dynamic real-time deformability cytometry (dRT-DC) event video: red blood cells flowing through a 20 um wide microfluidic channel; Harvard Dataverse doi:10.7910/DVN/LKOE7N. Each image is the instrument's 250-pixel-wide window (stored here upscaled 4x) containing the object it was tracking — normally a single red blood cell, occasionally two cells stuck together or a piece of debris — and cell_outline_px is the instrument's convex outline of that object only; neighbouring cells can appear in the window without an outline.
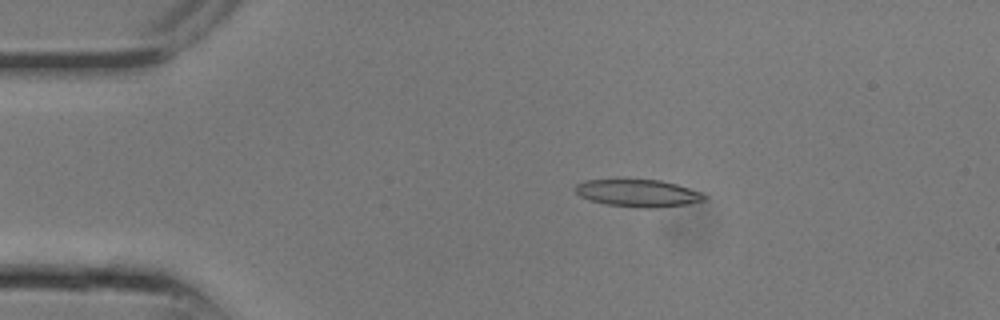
{"species": "common noctule bat (a hibernating species)", "species_latin": "Nyctalus noctula", "temperature_condition": "room temperature", "stored_images_in_passage": 24, "camera_frame_rate_fps": 3000, "um_per_image_px": 0.085, "animal": {"sex": "male", "body_mass_g": 13.3}, "frame": {"image": 1, "passage_image": 4, "time_ms": 1.0, "image_size_px": [1000, 320], "cell_outline_px": [[708, 196], [704, 200], [688, 204], [656, 208], [640, 208], [608, 204], [588, 200], [580, 196], [576, 192], [576, 184], [584, 180], [616, 176], [620, 176], [660, 180], [676, 184], [700, 192]], "centroid_in_image_um": [54.16, 16.36], "position_along_channel_um": 30.8, "area_um2": 21.56}}
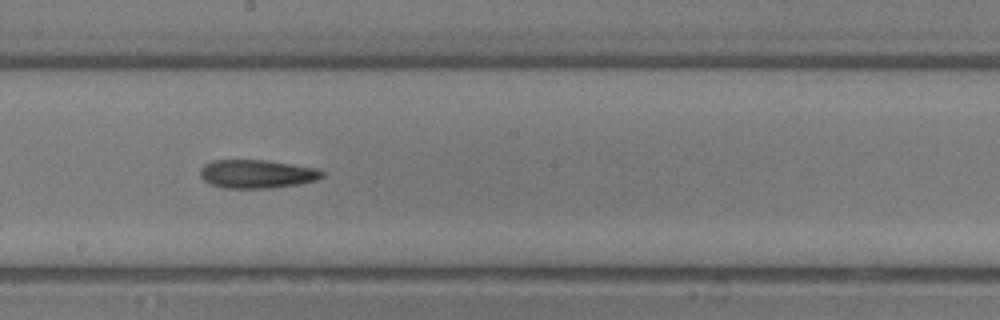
{"frame": {"image": 2, "passage_image": 13, "time_ms": 4.0, "image_size_px": [1000, 320], "cell_outline_px": [[324, 176], [316, 180], [300, 184], [272, 188], [224, 188], [212, 184], [204, 180], [200, 176], [200, 168], [204, 164], [212, 160], [264, 160], [320, 168], [324, 172]], "centroid_in_image_um": [21.86, 14.78], "position_along_channel_um": 226.3, "area_um2": 20.4}}
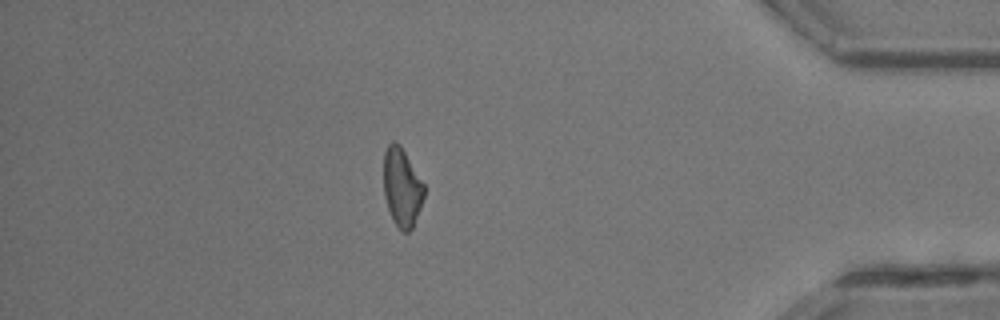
{"frame": {"image": 3, "passage_image": 21, "time_ms": 6.667, "image_size_px": [1000, 320], "cell_outline_px": [[424, 196], [420, 208], [412, 228], [408, 232], [400, 232], [388, 208], [384, 196], [384, 152], [388, 144], [392, 140], [396, 140], [400, 144], [424, 184]], "centroid_in_image_um": [34.15, 15.9], "position_along_channel_um": 401.0, "area_um2": 18.44}}